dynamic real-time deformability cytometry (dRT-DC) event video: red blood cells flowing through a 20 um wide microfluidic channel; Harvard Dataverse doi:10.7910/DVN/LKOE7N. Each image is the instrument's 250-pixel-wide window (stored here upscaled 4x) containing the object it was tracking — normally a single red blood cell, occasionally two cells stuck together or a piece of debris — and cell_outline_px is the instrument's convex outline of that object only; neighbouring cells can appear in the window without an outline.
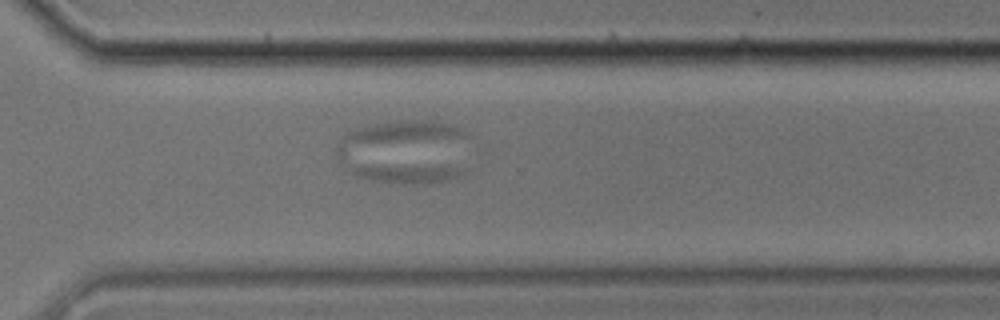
{"species": "common noctule bat (a hibernating species)", "species_latin": "Nyctalus noctula", "temperature_condition": "cold", "stored_images_in_passage": 39, "camera_frame_rate_fps": 3000, "um_per_image_px": 0.085, "animal": {"sex": "male", "body_mass_g": 17.9}, "frame": {"image": 1, "passage_image": 37, "time_ms": 12.0, "image_size_px": [1000, 320], "cell_outline_px": [[468, 172], [460, 176], [448, 180], [420, 184], [412, 184], [372, 180], [356, 176], [352, 172], [352, 164], [440, 164], [468, 168]], "centroid_in_image_um": [34.7, 14.68], "position_along_channel_um": 335.9, "area_um2": 13.29}}